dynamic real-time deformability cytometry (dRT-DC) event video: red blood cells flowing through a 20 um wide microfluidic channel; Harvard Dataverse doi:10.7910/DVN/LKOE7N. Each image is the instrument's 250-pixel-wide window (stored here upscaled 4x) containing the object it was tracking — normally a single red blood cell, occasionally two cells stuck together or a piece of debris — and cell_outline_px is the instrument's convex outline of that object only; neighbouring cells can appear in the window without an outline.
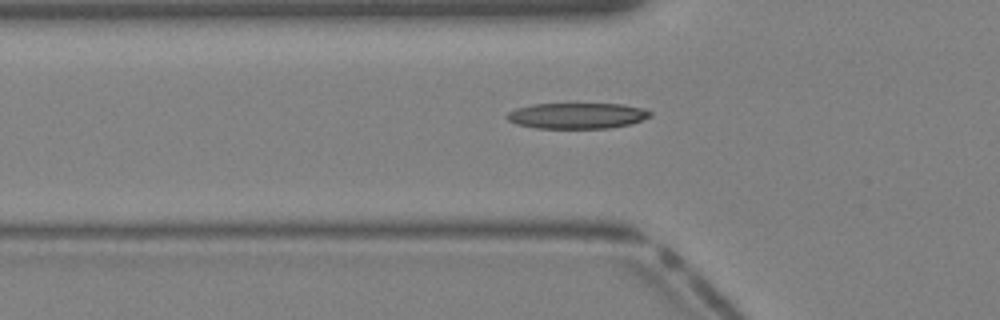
{"species": "Egyptian fruit bat (a non-hibernating species)", "species_latin": "Rousettus aegyptiacus", "temperature_condition": "warm", "stored_images_in_passage": 30, "camera_frame_rate_fps": 3000, "um_per_image_px": 0.085, "animal": {"sex": "female"}, "frame": {"image": 1, "passage_image": 4, "time_ms": 1.0, "image_size_px": [1000, 320], "cell_outline_px": [[652, 116], [632, 124], [608, 128], [536, 128], [516, 124], [508, 120], [504, 116], [508, 112], [516, 108], [532, 104], [620, 104], [644, 108], [652, 112]], "centroid_in_image_um": [49.05, 9.83], "position_along_channel_um": 76.7, "area_um2": 21.68}}
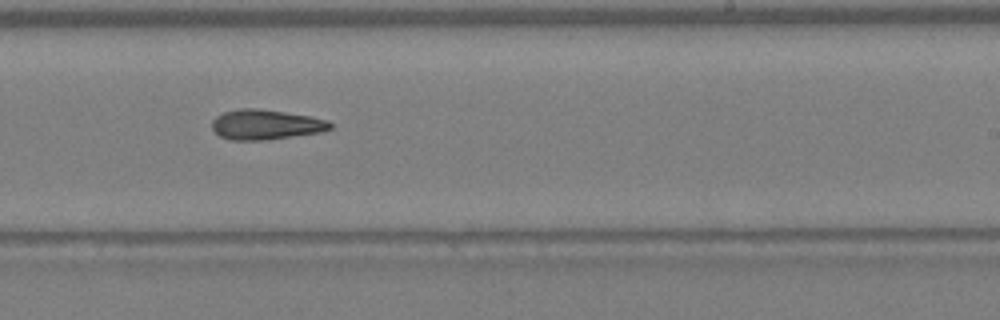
{"frame": {"image": 2, "passage_image": 15, "time_ms": 4.667, "image_size_px": [1000, 320], "cell_outline_px": [[332, 128], [320, 132], [268, 140], [228, 140], [220, 136], [212, 128], [212, 120], [216, 116], [224, 112], [240, 108], [260, 108], [312, 116], [328, 120], [332, 124]], "centroid_in_image_um": [22.59, 10.58], "position_along_channel_um": 266.4, "area_um2": 20.87}}
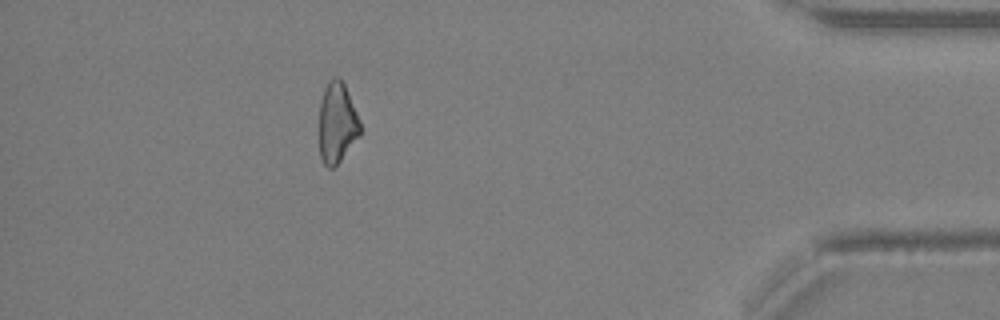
{"frame": {"image": 3, "passage_image": 26, "time_ms": 8.333, "image_size_px": [1000, 320], "cell_outline_px": [[360, 136], [340, 160], [332, 168], [328, 168], [324, 164], [320, 156], [320, 100], [324, 88], [328, 80], [332, 76], [340, 76], [344, 84], [360, 120]], "centroid_in_image_um": [28.65, 10.4], "position_along_channel_um": 406.6, "area_um2": 19.25}}